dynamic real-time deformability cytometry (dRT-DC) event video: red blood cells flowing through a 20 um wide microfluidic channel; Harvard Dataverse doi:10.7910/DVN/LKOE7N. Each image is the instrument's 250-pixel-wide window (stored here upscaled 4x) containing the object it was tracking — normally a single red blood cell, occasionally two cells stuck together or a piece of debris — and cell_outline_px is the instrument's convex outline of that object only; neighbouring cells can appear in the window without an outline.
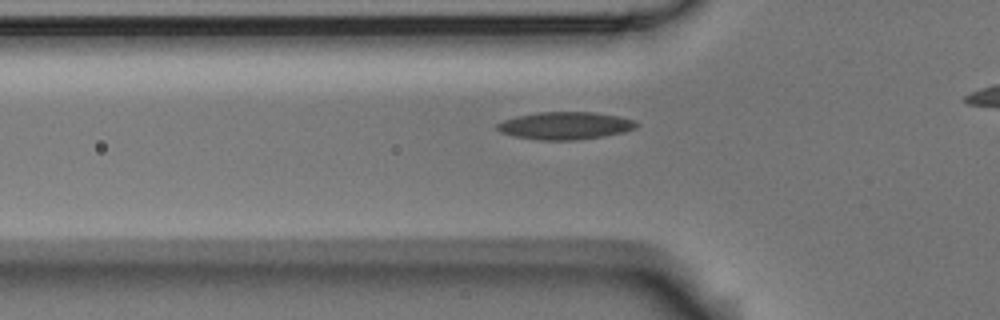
{"species": "Egyptian fruit bat (a non-hibernating species)", "species_latin": "Rousettus aegyptiacus", "temperature_condition": "room temperature", "stored_images_in_passage": 35, "camera_frame_rate_fps": 3000, "um_per_image_px": 0.085, "animal": {"sex": "male"}, "frame": {"image": 1, "passage_image": 5, "time_ms": 1.333, "image_size_px": [1000, 320], "cell_outline_px": [[640, 124], [636, 128], [624, 132], [604, 136], [576, 140], [540, 140], [516, 136], [500, 132], [496, 128], [496, 124], [504, 120], [516, 116], [536, 112], [592, 112], [616, 116], [636, 120]], "centroid_in_image_um": [48.06, 10.68], "position_along_channel_um": 77.7, "area_um2": 22.37}}
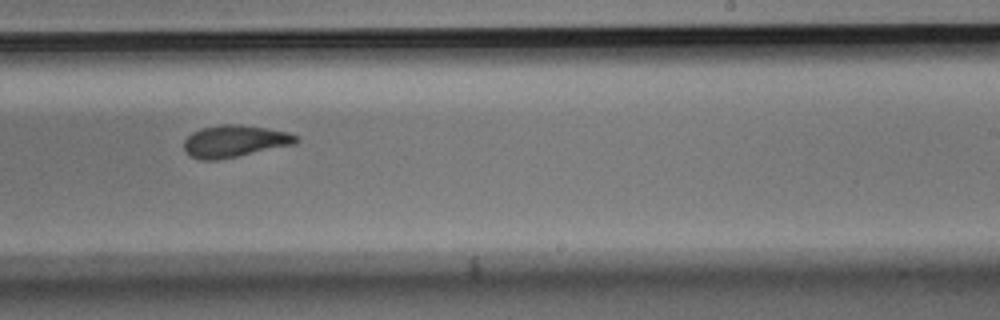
{"frame": {"image": 2, "passage_image": 21, "time_ms": 6.667, "image_size_px": [1000, 320], "cell_outline_px": [[300, 140], [292, 144], [236, 156], [216, 160], [200, 160], [188, 156], [184, 152], [184, 140], [192, 132], [200, 128], [220, 124], [236, 124], [268, 128], [288, 132], [296, 136]], "centroid_in_image_um": [19.86, 11.99], "position_along_channel_um": 269.1, "area_um2": 20.81}}
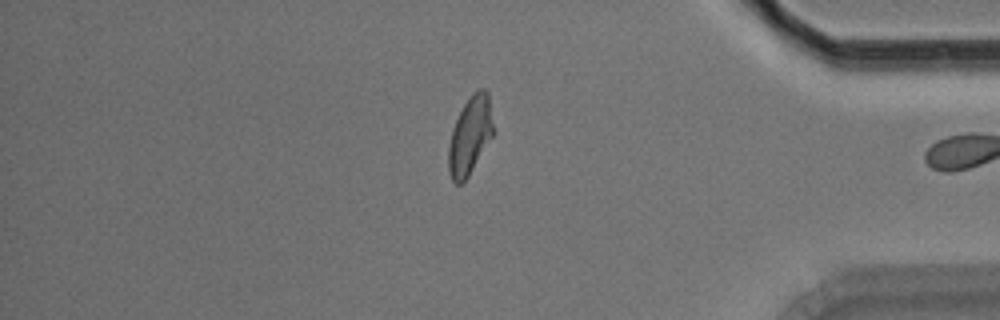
{"frame": {"image": 3, "passage_image": 34, "time_ms": 11.0, "image_size_px": [1000, 320], "cell_outline_px": [[492, 136], [468, 176], [460, 184], [456, 184], [452, 180], [448, 172], [448, 144], [452, 128], [464, 104], [472, 92], [476, 88], [484, 88], [488, 92], [492, 124]], "centroid_in_image_um": [39.92, 11.51], "position_along_channel_um": 395.3, "area_um2": 20.06}, "authors_computed_cell_mechanics": {"area_um2": 21.097, "velocity_mm_per_s": 3.5729, "shape_relaxation_time_tau1_ms": 7.6992, "shape_relaxation_time_tau2_ms": 2.9429, "deformation_change_tau1": 0.1833, "deformation_change_tau2": 0.0967}}